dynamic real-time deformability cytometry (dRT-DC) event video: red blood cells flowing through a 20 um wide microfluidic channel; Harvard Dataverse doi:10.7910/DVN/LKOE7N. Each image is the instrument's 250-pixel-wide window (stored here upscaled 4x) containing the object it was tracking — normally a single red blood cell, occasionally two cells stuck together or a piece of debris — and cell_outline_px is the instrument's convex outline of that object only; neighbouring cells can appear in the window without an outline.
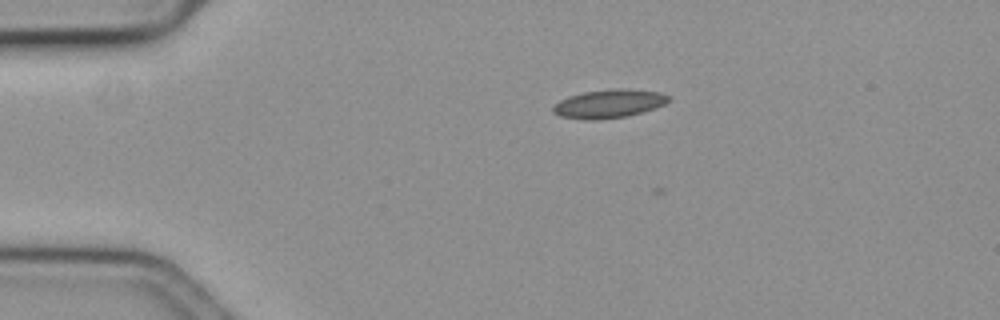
{"species": "common noctule bat (a hibernating species)", "species_latin": "Nyctalus noctula", "temperature_condition": "cold", "stored_images_in_passage": 2, "camera_frame_rate_fps": 3000, "um_per_image_px": 0.085, "animal": {"sex": "female", "body_mass_g": 19.3, "forearm_length_mm": 54.1}, "frame": {"image": 1, "passage_image": 1, "time_ms": 0.0, "image_size_px": [1000, 320], "cell_outline_px": [[672, 100], [656, 108], [628, 116], [588, 120], [560, 116], [552, 112], [552, 108], [560, 100], [568, 96], [584, 92], [620, 88], [628, 88], [660, 92], [672, 96]], "centroid_in_image_um": [51.82, 8.8], "position_along_channel_um": 33.2, "area_um2": 19.25}}